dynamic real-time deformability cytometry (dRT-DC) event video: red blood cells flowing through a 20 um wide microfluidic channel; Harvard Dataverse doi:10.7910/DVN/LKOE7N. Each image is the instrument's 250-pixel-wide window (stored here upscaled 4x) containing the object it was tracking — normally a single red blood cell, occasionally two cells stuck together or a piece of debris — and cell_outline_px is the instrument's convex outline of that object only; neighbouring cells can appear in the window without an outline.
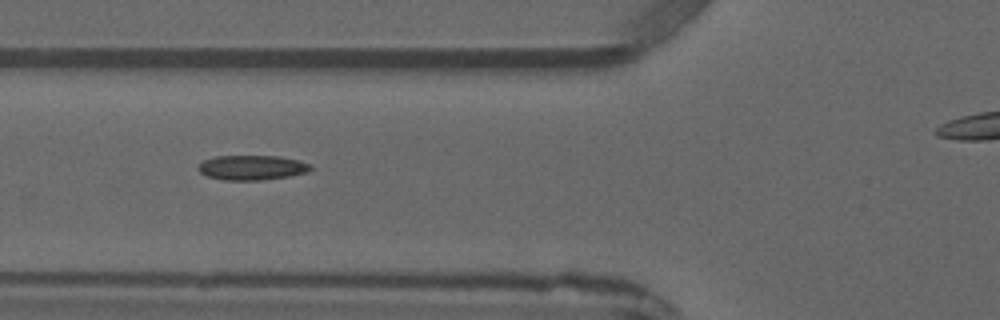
{"species": "common noctule bat (a hibernating species)", "species_latin": "Nyctalus noctula", "temperature_condition": "warm", "stored_images_in_passage": 5, "camera_frame_rate_fps": 3000, "um_per_image_px": 0.085, "animal": {"sex": "male", "forearm_length_mm": 52.5}, "frame": {"image": 1, "passage_image": 5, "time_ms": 5.0, "image_size_px": [1000, 320], "cell_outline_px": [[312, 168], [308, 172], [292, 176], [260, 180], [224, 180], [208, 176], [200, 172], [196, 168], [204, 160], [216, 156], [280, 156], [300, 160], [312, 164]], "centroid_in_image_um": [21.47, 14.24], "position_along_channel_um": 104.3, "area_um2": 16.36}}